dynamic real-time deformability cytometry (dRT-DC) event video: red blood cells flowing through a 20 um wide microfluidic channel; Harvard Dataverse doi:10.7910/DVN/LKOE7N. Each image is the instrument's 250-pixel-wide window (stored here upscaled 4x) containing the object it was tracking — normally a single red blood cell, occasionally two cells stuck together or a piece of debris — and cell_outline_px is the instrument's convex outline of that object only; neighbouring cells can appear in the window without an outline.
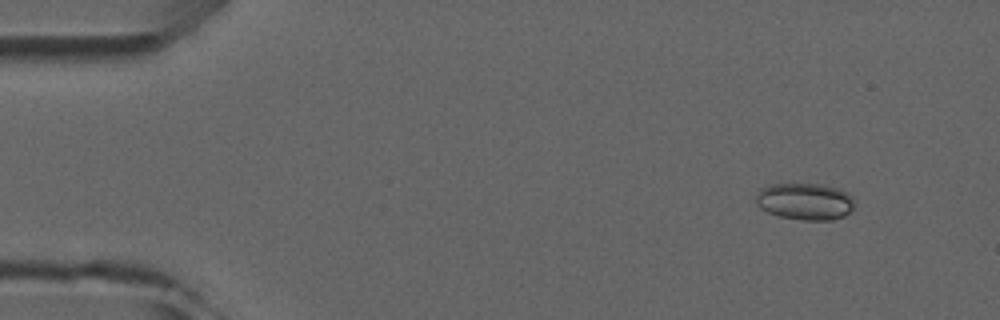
{"species": "common noctule bat (a hibernating species)", "species_latin": "Nyctalus noctula", "temperature_condition": "room temperature", "stored_images_in_passage": 9, "camera_frame_rate_fps": 3000, "um_per_image_px": 0.085, "animal": {"sex": "male", "forearm_length_mm": 52.5}, "frame": {"image": 1, "passage_image": 2, "time_ms": 1.0, "image_size_px": [1000, 320], "cell_outline_px": [[856, 200], [852, 208], [844, 216], [832, 220], [800, 220], [776, 216], [760, 208], [756, 204], [756, 196], [760, 188], [772, 184], [820, 184], [840, 188], [848, 192]], "centroid_in_image_um": [68.43, 17.12], "position_along_channel_um": 16.6, "area_um2": 21.5}}
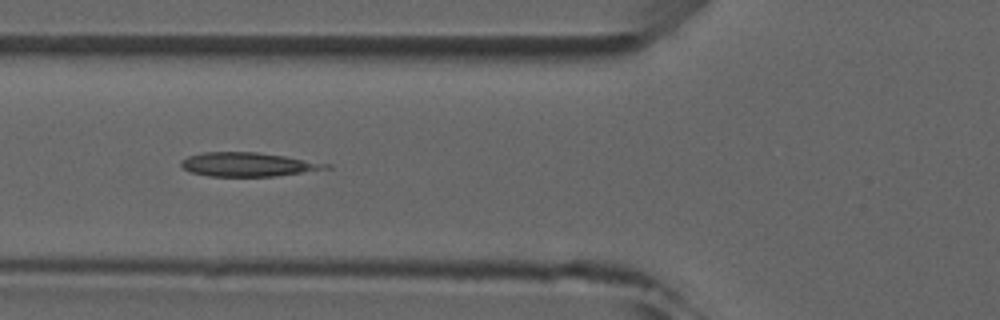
{"frame": {"image": 2, "passage_image": 5, "time_ms": 5.667, "image_size_px": [1000, 320], "cell_outline_px": [[332, 168], [276, 176], [208, 176], [192, 172], [184, 168], [180, 164], [180, 160], [188, 156], [204, 152], [256, 152], [284, 156], [332, 164]], "centroid_in_image_um": [21.09, 13.98], "position_along_channel_um": 104.7, "area_um2": 20.11}}
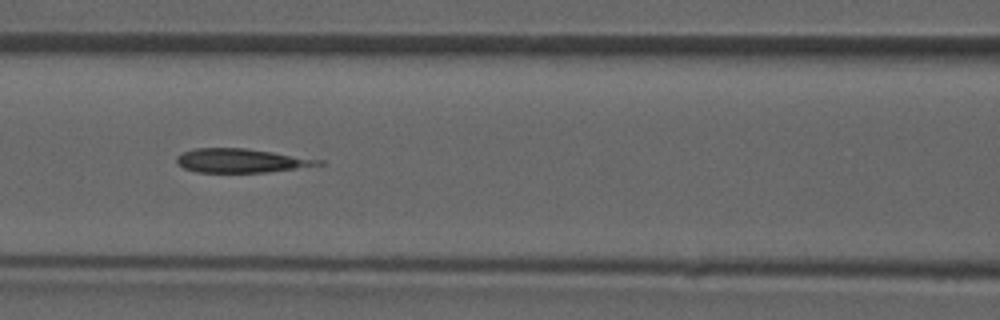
{"frame": {"image": 3, "passage_image": 6, "time_ms": 6.667, "image_size_px": [1000, 320], "cell_outline_px": [[324, 164], [296, 168], [264, 172], [196, 172], [184, 168], [176, 164], [176, 156], [180, 152], [196, 148], [244, 148], [272, 152], [324, 160]], "centroid_in_image_um": [20.42, 13.65], "position_along_channel_um": 146.2, "area_um2": 19.65}}